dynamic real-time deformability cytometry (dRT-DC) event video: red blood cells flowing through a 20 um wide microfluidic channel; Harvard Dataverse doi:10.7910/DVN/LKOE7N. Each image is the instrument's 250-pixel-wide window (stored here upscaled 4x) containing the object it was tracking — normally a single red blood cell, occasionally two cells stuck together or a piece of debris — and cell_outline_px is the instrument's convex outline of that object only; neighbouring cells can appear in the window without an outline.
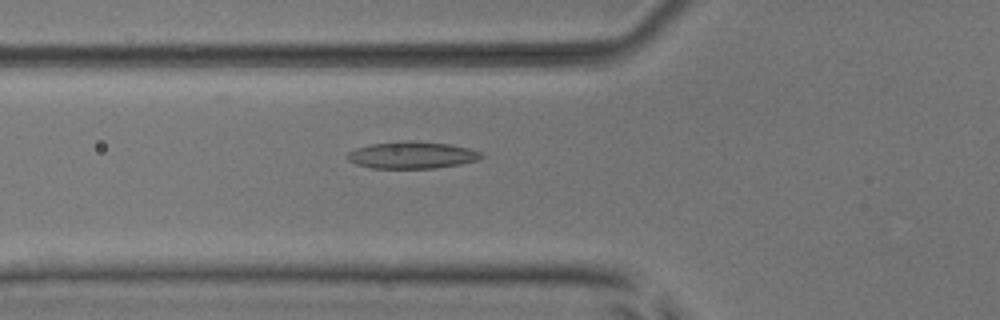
{"species": "common noctule bat (a hibernating species)", "species_latin": "Nyctalus noctula", "temperature_condition": "room temperature", "stored_images_in_passage": 45, "camera_frame_rate_fps": 3000, "um_per_image_px": 0.085, "animal": {"sex": "male", "body_mass_g": 17.9, "forearm_length_mm": 54.2}, "frame": {"image": 1, "passage_image": 11, "time_ms": 3.333, "image_size_px": [1000, 320], "cell_outline_px": [[484, 156], [476, 160], [460, 164], [436, 168], [372, 168], [356, 164], [348, 160], [344, 156], [348, 152], [356, 148], [372, 144], [400, 140], [408, 140], [448, 144], [468, 148], [480, 152]], "centroid_in_image_um": [34.97, 13.18], "position_along_channel_um": 90.8, "area_um2": 21.04}}
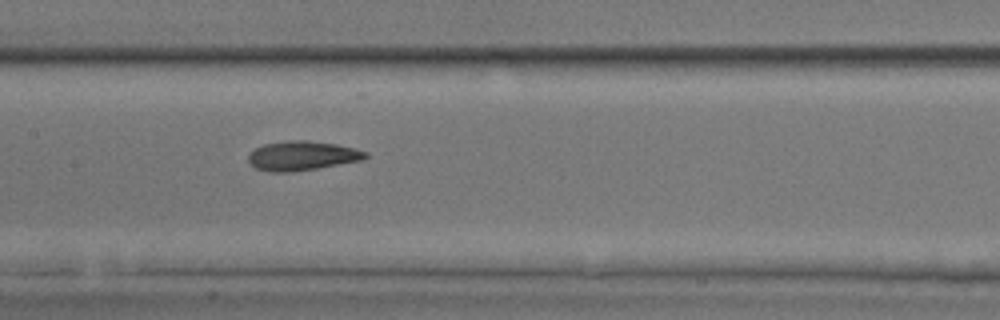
{"frame": {"image": 2, "passage_image": 18, "time_ms": 5.667, "image_size_px": [1000, 320], "cell_outline_px": [[368, 156], [364, 160], [292, 172], [268, 172], [256, 168], [248, 160], [248, 152], [264, 144], [288, 140], [308, 140], [336, 144], [368, 152]], "centroid_in_image_um": [25.67, 13.24], "position_along_channel_um": 181.7, "area_um2": 20.06}}
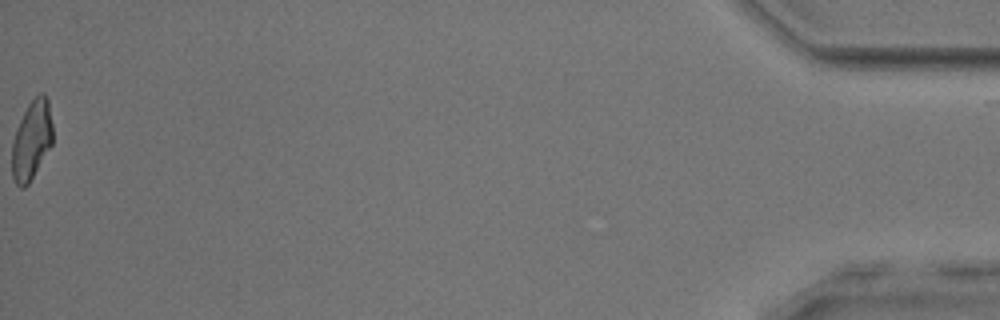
{"frame": {"image": 3, "passage_image": 45, "time_ms": 14.667, "image_size_px": [1000, 320], "cell_outline_px": [[52, 144], [28, 184], [24, 188], [20, 188], [16, 184], [12, 176], [12, 140], [16, 128], [28, 104], [40, 92], [44, 92], [48, 100], [52, 124]], "centroid_in_image_um": [2.68, 11.9], "position_along_channel_um": 432.5, "area_um2": 18.73}, "authors_computed_cell_mechanics": {"area_um2": 19.5942, "velocity_mm_per_s": 3.8925, "shape_relaxation_time_tau1_ms": 8.3304, "shape_relaxation_time_tau2_ms": 3.4267, "deformation_change_tau1": 0.2263, "deformation_change_tau2": 0.1173}}